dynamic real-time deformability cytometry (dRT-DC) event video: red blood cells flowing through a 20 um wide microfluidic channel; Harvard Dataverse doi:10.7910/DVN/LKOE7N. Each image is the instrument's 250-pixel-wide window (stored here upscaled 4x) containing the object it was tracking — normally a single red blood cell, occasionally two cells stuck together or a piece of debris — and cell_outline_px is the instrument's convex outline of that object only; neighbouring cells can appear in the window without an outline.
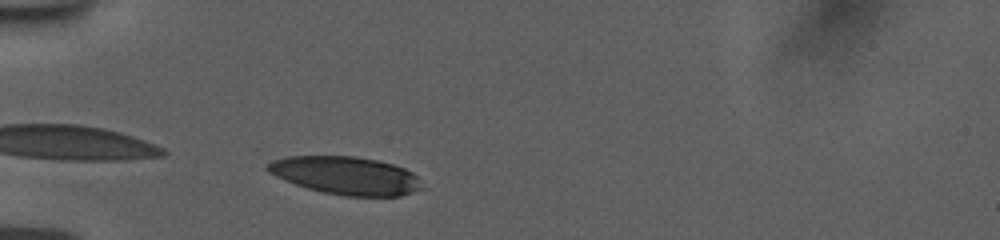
{"species": "human", "species_latin": "Homo sapiens", "temperature_condition": "room temperature", "stored_images_in_passage": 35, "camera_frame_rate_fps": 3000, "um_per_image_px": 0.085, "donor": {"sex": "female"}, "frame": {"image": 1, "passage_image": 1, "time_ms": 0.0, "image_size_px": [1000, 240], "cell_outline_px": [[424, 188], [400, 196], [344, 196], [324, 192], [308, 188], [296, 184], [276, 176], [268, 172], [264, 168], [272, 160], [288, 156], [356, 156], [376, 160], [392, 164], [404, 168], [412, 172], [416, 176]], "centroid_in_image_um": [29.4, 14.91], "position_along_channel_um": 55.6, "area_um2": 33.99}}
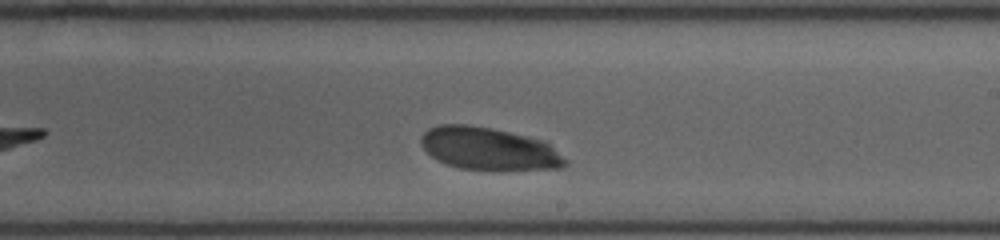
{"frame": {"image": 2, "passage_image": 18, "time_ms": 5.667, "image_size_px": [1000, 240], "cell_outline_px": [[568, 164], [560, 168], [500, 172], [460, 168], [444, 164], [436, 160], [424, 148], [420, 140], [420, 136], [428, 128], [440, 124], [468, 124], [492, 128], [544, 140], [568, 160]], "centroid_in_image_um": [41.57, 12.67], "position_along_channel_um": 247.4, "area_um2": 36.65}}
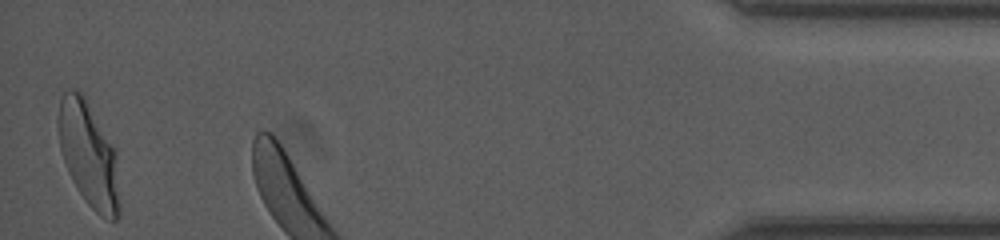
{"frame": {"image": 3, "passage_image": 35, "time_ms": 11.333, "image_size_px": [1000, 240], "cell_outline_px": [[120, 216], [116, 220], [108, 220], [100, 216], [88, 204], [72, 180], [68, 172], [60, 148], [56, 120], [60, 100], [64, 92], [68, 88], [76, 88], [84, 96], [116, 152], [120, 204]], "centroid_in_image_um": [7.52, 13.14], "position_along_channel_um": 427.7, "area_um2": 37.45}, "authors_computed_cell_mechanics": {"area_um2": 36.5296, "velocity_mm_per_s": 3.6592, "shape_relaxation_time_tau1_ms": 1.8216, "shape_relaxation_time_tau2_ms": null, "deformation_change_tau1": 0.1253, "deformation_change_tau2": null}}